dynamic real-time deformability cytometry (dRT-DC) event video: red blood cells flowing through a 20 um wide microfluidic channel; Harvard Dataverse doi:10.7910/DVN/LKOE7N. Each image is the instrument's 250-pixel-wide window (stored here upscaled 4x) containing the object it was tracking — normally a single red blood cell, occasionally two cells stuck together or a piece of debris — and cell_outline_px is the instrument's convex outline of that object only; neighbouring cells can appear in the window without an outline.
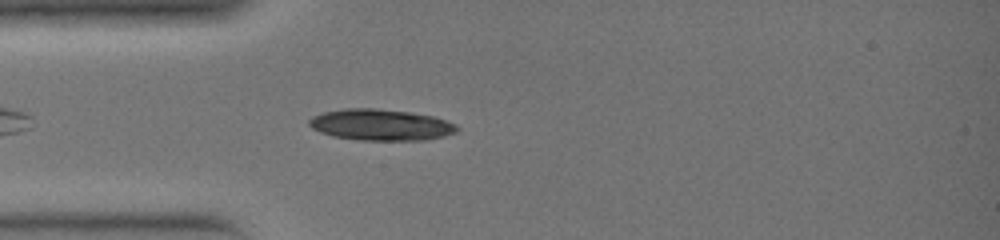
{"species": "common noctule bat (a hibernating species)", "species_latin": "Nyctalus noctula", "temperature_condition": "warm", "stored_images_in_passage": 29, "camera_frame_rate_fps": 3000, "um_per_image_px": 0.085, "animal": {"sex": "female", "body_mass_g": 19.0, "forearm_length_mm": 51.5}, "frame": {"image": 1, "passage_image": 5, "time_ms": 1.333, "image_size_px": [1000, 240], "cell_outline_px": [[460, 128], [456, 132], [444, 136], [424, 140], [360, 140], [336, 136], [320, 132], [312, 128], [308, 124], [308, 120], [312, 116], [324, 112], [344, 108], [376, 108], [408, 112], [432, 116], [456, 124]], "centroid_in_image_um": [32.36, 10.6], "position_along_channel_um": 52.6, "area_um2": 26.82}}
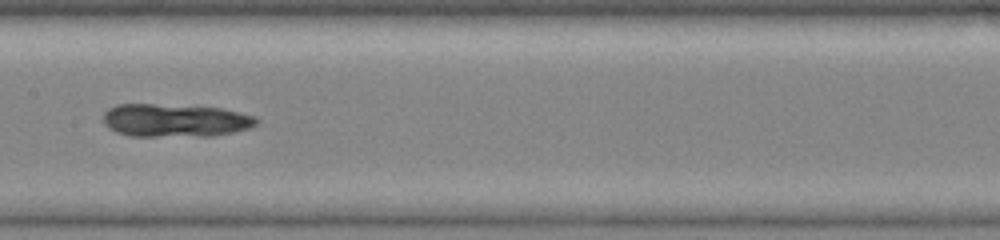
{"frame": {"image": 2, "passage_image": 13, "time_ms": 4.0, "image_size_px": [1000, 240], "cell_outline_px": [[260, 120], [256, 124], [248, 128], [232, 132], [212, 136], [132, 136], [116, 132], [108, 128], [104, 124], [104, 112], [108, 108], [116, 104], [152, 104], [220, 108], [256, 116]], "centroid_in_image_um": [14.86, 10.23], "position_along_channel_um": 192.5, "area_um2": 29.48}}
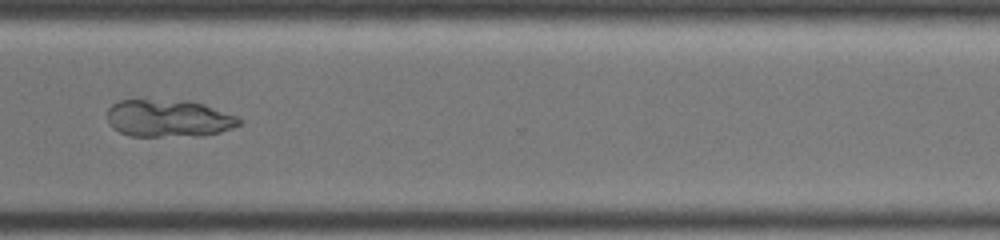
{"frame": {"image": 3, "passage_image": 22, "time_ms": 7.0, "image_size_px": [1000, 240], "cell_outline_px": [[244, 120], [240, 124], [232, 128], [220, 132], [200, 136], [132, 136], [120, 132], [112, 128], [108, 120], [108, 108], [112, 104], [120, 100], [188, 100], [204, 104], [236, 116]], "centroid_in_image_um": [14.35, 10.06], "position_along_channel_um": 356.3, "area_um2": 28.84}}